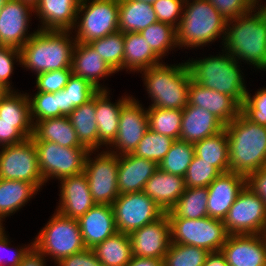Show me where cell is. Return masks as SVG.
Here are the masks:
<instances>
[{"mask_svg":"<svg viewBox=\"0 0 266 266\" xmlns=\"http://www.w3.org/2000/svg\"><path fill=\"white\" fill-rule=\"evenodd\" d=\"M246 186L258 195L266 206V167L260 168L246 176Z\"/></svg>","mask_w":266,"mask_h":266,"instance_id":"9f6ffc18","label":"cell"},{"mask_svg":"<svg viewBox=\"0 0 266 266\" xmlns=\"http://www.w3.org/2000/svg\"><path fill=\"white\" fill-rule=\"evenodd\" d=\"M33 245L45 257L50 255L55 263L86 248L78 220L57 211L35 237Z\"/></svg>","mask_w":266,"mask_h":266,"instance_id":"52a82bcc","label":"cell"},{"mask_svg":"<svg viewBox=\"0 0 266 266\" xmlns=\"http://www.w3.org/2000/svg\"><path fill=\"white\" fill-rule=\"evenodd\" d=\"M89 151L85 163L84 174L87 177L92 199L96 204L112 205L119 196L118 191V155L109 151L98 153L93 159Z\"/></svg>","mask_w":266,"mask_h":266,"instance_id":"7c38bea8","label":"cell"},{"mask_svg":"<svg viewBox=\"0 0 266 266\" xmlns=\"http://www.w3.org/2000/svg\"><path fill=\"white\" fill-rule=\"evenodd\" d=\"M154 65L141 71L144 85L152 100L149 108L183 110L188 104L191 72L187 62Z\"/></svg>","mask_w":266,"mask_h":266,"instance_id":"277c9868","label":"cell"},{"mask_svg":"<svg viewBox=\"0 0 266 266\" xmlns=\"http://www.w3.org/2000/svg\"><path fill=\"white\" fill-rule=\"evenodd\" d=\"M138 1H144L146 3H150V4H153L155 1L157 0H138Z\"/></svg>","mask_w":266,"mask_h":266,"instance_id":"be15d7a7","label":"cell"},{"mask_svg":"<svg viewBox=\"0 0 266 266\" xmlns=\"http://www.w3.org/2000/svg\"><path fill=\"white\" fill-rule=\"evenodd\" d=\"M222 42L224 50L235 60L241 59L240 62L243 60L254 68L265 71L266 12L260 4L249 13L227 21Z\"/></svg>","mask_w":266,"mask_h":266,"instance_id":"6da1fadb","label":"cell"},{"mask_svg":"<svg viewBox=\"0 0 266 266\" xmlns=\"http://www.w3.org/2000/svg\"><path fill=\"white\" fill-rule=\"evenodd\" d=\"M112 208L117 231L127 234L155 222L165 214L143 191L119 194Z\"/></svg>","mask_w":266,"mask_h":266,"instance_id":"4fadbf2b","label":"cell"},{"mask_svg":"<svg viewBox=\"0 0 266 266\" xmlns=\"http://www.w3.org/2000/svg\"><path fill=\"white\" fill-rule=\"evenodd\" d=\"M98 89L88 80H85L72 73L68 83L61 90L63 113L68 115L76 107L87 103L91 100Z\"/></svg>","mask_w":266,"mask_h":266,"instance_id":"74e56055","label":"cell"},{"mask_svg":"<svg viewBox=\"0 0 266 266\" xmlns=\"http://www.w3.org/2000/svg\"><path fill=\"white\" fill-rule=\"evenodd\" d=\"M262 8H263V10L266 12V5H264L263 6V4L262 5H260Z\"/></svg>","mask_w":266,"mask_h":266,"instance_id":"003e7915","label":"cell"},{"mask_svg":"<svg viewBox=\"0 0 266 266\" xmlns=\"http://www.w3.org/2000/svg\"><path fill=\"white\" fill-rule=\"evenodd\" d=\"M21 1L31 5L34 8L39 0H21Z\"/></svg>","mask_w":266,"mask_h":266,"instance_id":"94428289","label":"cell"},{"mask_svg":"<svg viewBox=\"0 0 266 266\" xmlns=\"http://www.w3.org/2000/svg\"><path fill=\"white\" fill-rule=\"evenodd\" d=\"M68 118L80 143L89 151L98 152V128L96 122L95 94L87 103L76 107Z\"/></svg>","mask_w":266,"mask_h":266,"instance_id":"d6a6232c","label":"cell"},{"mask_svg":"<svg viewBox=\"0 0 266 266\" xmlns=\"http://www.w3.org/2000/svg\"><path fill=\"white\" fill-rule=\"evenodd\" d=\"M60 199L56 211L61 215L78 219L96 203L92 199L84 172L60 179Z\"/></svg>","mask_w":266,"mask_h":266,"instance_id":"ffe728a7","label":"cell"},{"mask_svg":"<svg viewBox=\"0 0 266 266\" xmlns=\"http://www.w3.org/2000/svg\"><path fill=\"white\" fill-rule=\"evenodd\" d=\"M226 21L236 19L254 10L260 0H208Z\"/></svg>","mask_w":266,"mask_h":266,"instance_id":"681fc988","label":"cell"},{"mask_svg":"<svg viewBox=\"0 0 266 266\" xmlns=\"http://www.w3.org/2000/svg\"><path fill=\"white\" fill-rule=\"evenodd\" d=\"M32 12L34 8L21 0H6L0 11V45L20 49L31 38Z\"/></svg>","mask_w":266,"mask_h":266,"instance_id":"2e32d148","label":"cell"},{"mask_svg":"<svg viewBox=\"0 0 266 266\" xmlns=\"http://www.w3.org/2000/svg\"><path fill=\"white\" fill-rule=\"evenodd\" d=\"M71 31L40 30L20 48L21 64L35 74L71 69L75 38Z\"/></svg>","mask_w":266,"mask_h":266,"instance_id":"3957f363","label":"cell"},{"mask_svg":"<svg viewBox=\"0 0 266 266\" xmlns=\"http://www.w3.org/2000/svg\"><path fill=\"white\" fill-rule=\"evenodd\" d=\"M203 266H229L225 256L219 252H210Z\"/></svg>","mask_w":266,"mask_h":266,"instance_id":"91938a15","label":"cell"},{"mask_svg":"<svg viewBox=\"0 0 266 266\" xmlns=\"http://www.w3.org/2000/svg\"><path fill=\"white\" fill-rule=\"evenodd\" d=\"M246 186V177L235 172L221 173L208 188V216L224 220L239 193Z\"/></svg>","mask_w":266,"mask_h":266,"instance_id":"d6986e66","label":"cell"},{"mask_svg":"<svg viewBox=\"0 0 266 266\" xmlns=\"http://www.w3.org/2000/svg\"><path fill=\"white\" fill-rule=\"evenodd\" d=\"M150 48L162 59L169 49L177 48L176 28L157 21L140 32ZM167 52V53H166Z\"/></svg>","mask_w":266,"mask_h":266,"instance_id":"b9f144b4","label":"cell"},{"mask_svg":"<svg viewBox=\"0 0 266 266\" xmlns=\"http://www.w3.org/2000/svg\"><path fill=\"white\" fill-rule=\"evenodd\" d=\"M31 139L54 142L62 147H84L67 115L37 121Z\"/></svg>","mask_w":266,"mask_h":266,"instance_id":"f1b7e54d","label":"cell"},{"mask_svg":"<svg viewBox=\"0 0 266 266\" xmlns=\"http://www.w3.org/2000/svg\"><path fill=\"white\" fill-rule=\"evenodd\" d=\"M5 2H6V0H0V11H1L3 5L5 4Z\"/></svg>","mask_w":266,"mask_h":266,"instance_id":"e7e4bbea","label":"cell"},{"mask_svg":"<svg viewBox=\"0 0 266 266\" xmlns=\"http://www.w3.org/2000/svg\"><path fill=\"white\" fill-rule=\"evenodd\" d=\"M157 21L152 4L138 0H119V31L141 32Z\"/></svg>","mask_w":266,"mask_h":266,"instance_id":"1f68e13d","label":"cell"},{"mask_svg":"<svg viewBox=\"0 0 266 266\" xmlns=\"http://www.w3.org/2000/svg\"><path fill=\"white\" fill-rule=\"evenodd\" d=\"M229 266H266L263 234L229 235L221 248Z\"/></svg>","mask_w":266,"mask_h":266,"instance_id":"ac0fdd59","label":"cell"},{"mask_svg":"<svg viewBox=\"0 0 266 266\" xmlns=\"http://www.w3.org/2000/svg\"><path fill=\"white\" fill-rule=\"evenodd\" d=\"M45 256L33 245L18 266H46Z\"/></svg>","mask_w":266,"mask_h":266,"instance_id":"6f0895ef","label":"cell"},{"mask_svg":"<svg viewBox=\"0 0 266 266\" xmlns=\"http://www.w3.org/2000/svg\"><path fill=\"white\" fill-rule=\"evenodd\" d=\"M171 243L196 246L219 252L229 234L224 222L209 216L200 219L168 218Z\"/></svg>","mask_w":266,"mask_h":266,"instance_id":"9c48e42d","label":"cell"},{"mask_svg":"<svg viewBox=\"0 0 266 266\" xmlns=\"http://www.w3.org/2000/svg\"><path fill=\"white\" fill-rule=\"evenodd\" d=\"M226 19L208 0H185L183 14L176 28L179 48H196L224 40Z\"/></svg>","mask_w":266,"mask_h":266,"instance_id":"5b68a950","label":"cell"},{"mask_svg":"<svg viewBox=\"0 0 266 266\" xmlns=\"http://www.w3.org/2000/svg\"><path fill=\"white\" fill-rule=\"evenodd\" d=\"M138 99L131 97L121 108L119 116L118 133L107 151L123 155L132 153L149 129L147 109L139 103ZM114 148V149H112ZM113 150V151H112ZM116 150V151H114ZM118 152V153H117Z\"/></svg>","mask_w":266,"mask_h":266,"instance_id":"9a60e30c","label":"cell"},{"mask_svg":"<svg viewBox=\"0 0 266 266\" xmlns=\"http://www.w3.org/2000/svg\"><path fill=\"white\" fill-rule=\"evenodd\" d=\"M57 266H103L97 259L94 251L85 248L83 251L59 260Z\"/></svg>","mask_w":266,"mask_h":266,"instance_id":"db71d44e","label":"cell"},{"mask_svg":"<svg viewBox=\"0 0 266 266\" xmlns=\"http://www.w3.org/2000/svg\"><path fill=\"white\" fill-rule=\"evenodd\" d=\"M126 266H163V260L133 256Z\"/></svg>","mask_w":266,"mask_h":266,"instance_id":"680465c9","label":"cell"},{"mask_svg":"<svg viewBox=\"0 0 266 266\" xmlns=\"http://www.w3.org/2000/svg\"><path fill=\"white\" fill-rule=\"evenodd\" d=\"M124 47L123 69L126 71L141 72L161 63V58L150 48L140 32L124 33Z\"/></svg>","mask_w":266,"mask_h":266,"instance_id":"f546056e","label":"cell"},{"mask_svg":"<svg viewBox=\"0 0 266 266\" xmlns=\"http://www.w3.org/2000/svg\"><path fill=\"white\" fill-rule=\"evenodd\" d=\"M222 51L219 56L211 55L199 60L189 58L187 64L192 79L206 88L230 95L242 105L248 91L242 70L232 55Z\"/></svg>","mask_w":266,"mask_h":266,"instance_id":"8992f818","label":"cell"},{"mask_svg":"<svg viewBox=\"0 0 266 266\" xmlns=\"http://www.w3.org/2000/svg\"><path fill=\"white\" fill-rule=\"evenodd\" d=\"M185 0H157L152 6L157 20L177 28L181 20Z\"/></svg>","mask_w":266,"mask_h":266,"instance_id":"f907efd6","label":"cell"},{"mask_svg":"<svg viewBox=\"0 0 266 266\" xmlns=\"http://www.w3.org/2000/svg\"><path fill=\"white\" fill-rule=\"evenodd\" d=\"M2 225H3V223L0 221V231H1L2 229H4V227H3Z\"/></svg>","mask_w":266,"mask_h":266,"instance_id":"03108f58","label":"cell"},{"mask_svg":"<svg viewBox=\"0 0 266 266\" xmlns=\"http://www.w3.org/2000/svg\"><path fill=\"white\" fill-rule=\"evenodd\" d=\"M185 178L170 174L161 169L146 182L143 192L146 193L165 213L185 192Z\"/></svg>","mask_w":266,"mask_h":266,"instance_id":"83f0119b","label":"cell"},{"mask_svg":"<svg viewBox=\"0 0 266 266\" xmlns=\"http://www.w3.org/2000/svg\"><path fill=\"white\" fill-rule=\"evenodd\" d=\"M72 73L88 80L98 90H108L100 85L101 78L116 73L89 43L76 42L72 62Z\"/></svg>","mask_w":266,"mask_h":266,"instance_id":"484cf974","label":"cell"},{"mask_svg":"<svg viewBox=\"0 0 266 266\" xmlns=\"http://www.w3.org/2000/svg\"><path fill=\"white\" fill-rule=\"evenodd\" d=\"M15 59L21 64L20 49L0 45V84L8 91H13L9 80L13 74Z\"/></svg>","mask_w":266,"mask_h":266,"instance_id":"816d5d0a","label":"cell"},{"mask_svg":"<svg viewBox=\"0 0 266 266\" xmlns=\"http://www.w3.org/2000/svg\"><path fill=\"white\" fill-rule=\"evenodd\" d=\"M209 253L201 247L170 243L163 266H203Z\"/></svg>","mask_w":266,"mask_h":266,"instance_id":"f6af8a7d","label":"cell"},{"mask_svg":"<svg viewBox=\"0 0 266 266\" xmlns=\"http://www.w3.org/2000/svg\"><path fill=\"white\" fill-rule=\"evenodd\" d=\"M208 188H186L185 192L167 211L168 218L200 219L208 216Z\"/></svg>","mask_w":266,"mask_h":266,"instance_id":"8d00e7d4","label":"cell"},{"mask_svg":"<svg viewBox=\"0 0 266 266\" xmlns=\"http://www.w3.org/2000/svg\"><path fill=\"white\" fill-rule=\"evenodd\" d=\"M220 174L216 167L194 155L184 176L186 188L208 187Z\"/></svg>","mask_w":266,"mask_h":266,"instance_id":"bcb514c9","label":"cell"},{"mask_svg":"<svg viewBox=\"0 0 266 266\" xmlns=\"http://www.w3.org/2000/svg\"><path fill=\"white\" fill-rule=\"evenodd\" d=\"M195 155L216 167L221 173L229 172L228 136L225 128L219 133L194 143Z\"/></svg>","mask_w":266,"mask_h":266,"instance_id":"d590c367","label":"cell"},{"mask_svg":"<svg viewBox=\"0 0 266 266\" xmlns=\"http://www.w3.org/2000/svg\"><path fill=\"white\" fill-rule=\"evenodd\" d=\"M148 125L152 131L169 136L175 140L180 138L182 110L179 109H147Z\"/></svg>","mask_w":266,"mask_h":266,"instance_id":"f35d334b","label":"cell"},{"mask_svg":"<svg viewBox=\"0 0 266 266\" xmlns=\"http://www.w3.org/2000/svg\"><path fill=\"white\" fill-rule=\"evenodd\" d=\"M188 103L207 109L225 125L241 113V105L230 95L204 87L191 79Z\"/></svg>","mask_w":266,"mask_h":266,"instance_id":"44dd1931","label":"cell"},{"mask_svg":"<svg viewBox=\"0 0 266 266\" xmlns=\"http://www.w3.org/2000/svg\"><path fill=\"white\" fill-rule=\"evenodd\" d=\"M72 69H60L42 72L36 75L37 92L56 93L66 86Z\"/></svg>","mask_w":266,"mask_h":266,"instance_id":"c3c4849f","label":"cell"},{"mask_svg":"<svg viewBox=\"0 0 266 266\" xmlns=\"http://www.w3.org/2000/svg\"><path fill=\"white\" fill-rule=\"evenodd\" d=\"M223 222L229 235L264 234L266 229L264 201L245 186Z\"/></svg>","mask_w":266,"mask_h":266,"instance_id":"5bb4252c","label":"cell"},{"mask_svg":"<svg viewBox=\"0 0 266 266\" xmlns=\"http://www.w3.org/2000/svg\"><path fill=\"white\" fill-rule=\"evenodd\" d=\"M28 93L8 91L0 100V121L17 122V129L26 137L33 135Z\"/></svg>","mask_w":266,"mask_h":266,"instance_id":"4dcf8cb0","label":"cell"},{"mask_svg":"<svg viewBox=\"0 0 266 266\" xmlns=\"http://www.w3.org/2000/svg\"><path fill=\"white\" fill-rule=\"evenodd\" d=\"M241 113L251 122L266 126V88L258 89L252 97L247 91Z\"/></svg>","mask_w":266,"mask_h":266,"instance_id":"7dc6e473","label":"cell"},{"mask_svg":"<svg viewBox=\"0 0 266 266\" xmlns=\"http://www.w3.org/2000/svg\"><path fill=\"white\" fill-rule=\"evenodd\" d=\"M77 220L85 247L89 249L117 232L112 205L95 204Z\"/></svg>","mask_w":266,"mask_h":266,"instance_id":"7402d4cb","label":"cell"},{"mask_svg":"<svg viewBox=\"0 0 266 266\" xmlns=\"http://www.w3.org/2000/svg\"><path fill=\"white\" fill-rule=\"evenodd\" d=\"M80 2L81 0H39L33 13L41 20L40 30H74Z\"/></svg>","mask_w":266,"mask_h":266,"instance_id":"603a6c76","label":"cell"},{"mask_svg":"<svg viewBox=\"0 0 266 266\" xmlns=\"http://www.w3.org/2000/svg\"><path fill=\"white\" fill-rule=\"evenodd\" d=\"M0 149V178L26 181L40 191L45 182L40 172L34 141L27 138L21 143Z\"/></svg>","mask_w":266,"mask_h":266,"instance_id":"8fae6325","label":"cell"},{"mask_svg":"<svg viewBox=\"0 0 266 266\" xmlns=\"http://www.w3.org/2000/svg\"><path fill=\"white\" fill-rule=\"evenodd\" d=\"M28 97L33 125L40 120L65 116L61 92H37L33 96L28 94Z\"/></svg>","mask_w":266,"mask_h":266,"instance_id":"7bdbcfd3","label":"cell"},{"mask_svg":"<svg viewBox=\"0 0 266 266\" xmlns=\"http://www.w3.org/2000/svg\"><path fill=\"white\" fill-rule=\"evenodd\" d=\"M194 155L193 143L175 140L163 160L159 163V169L184 177Z\"/></svg>","mask_w":266,"mask_h":266,"instance_id":"60d3db41","label":"cell"},{"mask_svg":"<svg viewBox=\"0 0 266 266\" xmlns=\"http://www.w3.org/2000/svg\"><path fill=\"white\" fill-rule=\"evenodd\" d=\"M225 128V124L207 109L190 105L182 110L179 140L196 143L213 136Z\"/></svg>","mask_w":266,"mask_h":266,"instance_id":"d4e9b609","label":"cell"},{"mask_svg":"<svg viewBox=\"0 0 266 266\" xmlns=\"http://www.w3.org/2000/svg\"><path fill=\"white\" fill-rule=\"evenodd\" d=\"M263 235H264V237H265V239H266V229H265V232H264V234H263Z\"/></svg>","mask_w":266,"mask_h":266,"instance_id":"a7ac6f4b","label":"cell"},{"mask_svg":"<svg viewBox=\"0 0 266 266\" xmlns=\"http://www.w3.org/2000/svg\"><path fill=\"white\" fill-rule=\"evenodd\" d=\"M7 92L8 90L0 84V100Z\"/></svg>","mask_w":266,"mask_h":266,"instance_id":"6125c7cd","label":"cell"},{"mask_svg":"<svg viewBox=\"0 0 266 266\" xmlns=\"http://www.w3.org/2000/svg\"><path fill=\"white\" fill-rule=\"evenodd\" d=\"M119 0H81L75 24V40L90 43L119 31ZM77 29V30H76Z\"/></svg>","mask_w":266,"mask_h":266,"instance_id":"ba28073f","label":"cell"},{"mask_svg":"<svg viewBox=\"0 0 266 266\" xmlns=\"http://www.w3.org/2000/svg\"><path fill=\"white\" fill-rule=\"evenodd\" d=\"M118 161L120 194L142 192L146 182L159 168L156 162L131 153L118 155Z\"/></svg>","mask_w":266,"mask_h":266,"instance_id":"cb8c5ba5","label":"cell"},{"mask_svg":"<svg viewBox=\"0 0 266 266\" xmlns=\"http://www.w3.org/2000/svg\"><path fill=\"white\" fill-rule=\"evenodd\" d=\"M92 250L103 266H126L133 257L129 235L118 231Z\"/></svg>","mask_w":266,"mask_h":266,"instance_id":"e575fe53","label":"cell"},{"mask_svg":"<svg viewBox=\"0 0 266 266\" xmlns=\"http://www.w3.org/2000/svg\"><path fill=\"white\" fill-rule=\"evenodd\" d=\"M5 233H6L5 228L0 231V251L1 252H3V251L9 252V250L11 251V249H12L11 247L9 248L11 242L9 241L8 236H6ZM30 244L26 245L27 247L21 246V247H19V249L17 248L15 250H12L14 254H12L11 257H10V255H8L10 257L9 262H7L8 265H7V263L4 264L5 259H4V257L0 256V266H18L20 264V262L23 260L24 255L33 246V242H31ZM12 251H11V253H12ZM11 253L9 252V254H11Z\"/></svg>","mask_w":266,"mask_h":266,"instance_id":"f5cc1de1","label":"cell"},{"mask_svg":"<svg viewBox=\"0 0 266 266\" xmlns=\"http://www.w3.org/2000/svg\"><path fill=\"white\" fill-rule=\"evenodd\" d=\"M228 136L229 171L245 177L266 167V126L240 113L225 125Z\"/></svg>","mask_w":266,"mask_h":266,"instance_id":"7a4b0ae2","label":"cell"},{"mask_svg":"<svg viewBox=\"0 0 266 266\" xmlns=\"http://www.w3.org/2000/svg\"><path fill=\"white\" fill-rule=\"evenodd\" d=\"M99 56L115 71L123 70L124 33L117 31L89 43Z\"/></svg>","mask_w":266,"mask_h":266,"instance_id":"ab89813d","label":"cell"},{"mask_svg":"<svg viewBox=\"0 0 266 266\" xmlns=\"http://www.w3.org/2000/svg\"><path fill=\"white\" fill-rule=\"evenodd\" d=\"M37 192L32 183L0 178V221L25 206Z\"/></svg>","mask_w":266,"mask_h":266,"instance_id":"836d02e7","label":"cell"},{"mask_svg":"<svg viewBox=\"0 0 266 266\" xmlns=\"http://www.w3.org/2000/svg\"><path fill=\"white\" fill-rule=\"evenodd\" d=\"M40 172L45 183L84 171L89 150L86 147H62L50 141H34Z\"/></svg>","mask_w":266,"mask_h":266,"instance_id":"30bf717a","label":"cell"},{"mask_svg":"<svg viewBox=\"0 0 266 266\" xmlns=\"http://www.w3.org/2000/svg\"><path fill=\"white\" fill-rule=\"evenodd\" d=\"M128 235L133 256L163 260L171 243L167 213L155 222L136 229Z\"/></svg>","mask_w":266,"mask_h":266,"instance_id":"e0dca14e","label":"cell"},{"mask_svg":"<svg viewBox=\"0 0 266 266\" xmlns=\"http://www.w3.org/2000/svg\"><path fill=\"white\" fill-rule=\"evenodd\" d=\"M109 90H98L95 93L96 122L98 128V149L103 145L110 146L115 140L122 106L132 96H122L117 102H110ZM100 147V148H99Z\"/></svg>","mask_w":266,"mask_h":266,"instance_id":"4316f807","label":"cell"},{"mask_svg":"<svg viewBox=\"0 0 266 266\" xmlns=\"http://www.w3.org/2000/svg\"><path fill=\"white\" fill-rule=\"evenodd\" d=\"M27 139L18 129L17 122L0 121V147L18 144Z\"/></svg>","mask_w":266,"mask_h":266,"instance_id":"11a10c76","label":"cell"},{"mask_svg":"<svg viewBox=\"0 0 266 266\" xmlns=\"http://www.w3.org/2000/svg\"><path fill=\"white\" fill-rule=\"evenodd\" d=\"M174 142L175 139L148 129L131 154L159 165Z\"/></svg>","mask_w":266,"mask_h":266,"instance_id":"ee69618b","label":"cell"}]
</instances>
